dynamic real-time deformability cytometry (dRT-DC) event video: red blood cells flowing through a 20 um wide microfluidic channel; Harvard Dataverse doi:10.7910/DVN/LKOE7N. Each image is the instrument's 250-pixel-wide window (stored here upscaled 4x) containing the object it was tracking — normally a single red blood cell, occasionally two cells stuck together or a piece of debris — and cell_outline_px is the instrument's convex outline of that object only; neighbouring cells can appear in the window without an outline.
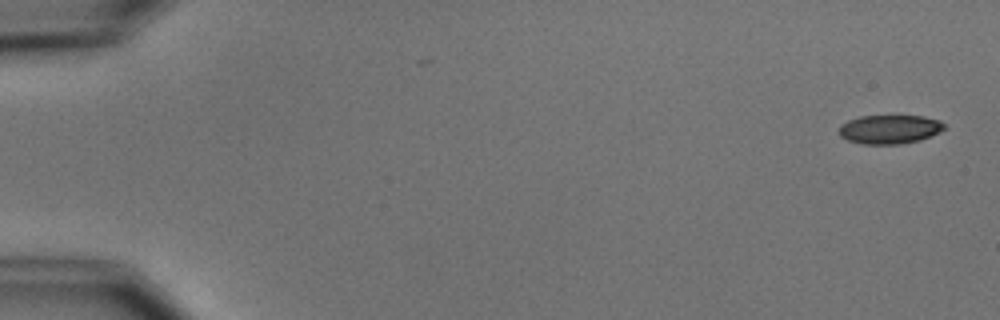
{"species": "common noctule bat (a hibernating species)", "species_latin": "Nyctalus noctula", "temperature_condition": "cold", "stored_images_in_passage": 5, "camera_frame_rate_fps": 3000, "um_per_image_px": 0.085, "animal": {"sex": "male", "body_mass_g": 15.6}, "frame": {"image": 1, "passage_image": 1, "time_ms": 0.0, "image_size_px": [1000, 320], "cell_outline_px": [[944, 128], [940, 132], [920, 140], [900, 144], [864, 144], [848, 140], [840, 136], [840, 124], [848, 120], [860, 116], [924, 116], [940, 120], [944, 124]], "centroid_in_image_um": [75.62, 10.98], "position_along_channel_um": 9.4, "area_um2": 17.69}}
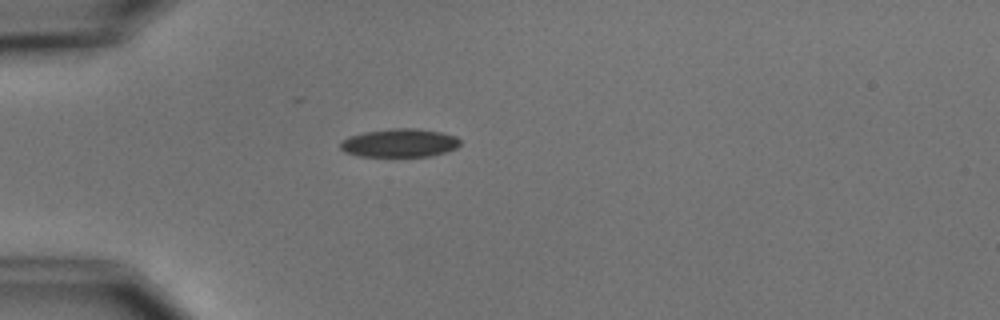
{"frame": {"image": 2, "passage_image": 5, "time_ms": 4.667, "image_size_px": [1000, 320], "cell_outline_px": [[460, 144], [456, 148], [444, 152], [428, 156], [356, 156], [344, 152], [340, 148], [340, 144], [348, 136], [364, 132], [392, 128], [416, 128], [440, 132], [456, 136], [460, 140]], "centroid_in_image_um": [33.94, 12.14], "position_along_channel_um": 51.1, "area_um2": 19.77}}